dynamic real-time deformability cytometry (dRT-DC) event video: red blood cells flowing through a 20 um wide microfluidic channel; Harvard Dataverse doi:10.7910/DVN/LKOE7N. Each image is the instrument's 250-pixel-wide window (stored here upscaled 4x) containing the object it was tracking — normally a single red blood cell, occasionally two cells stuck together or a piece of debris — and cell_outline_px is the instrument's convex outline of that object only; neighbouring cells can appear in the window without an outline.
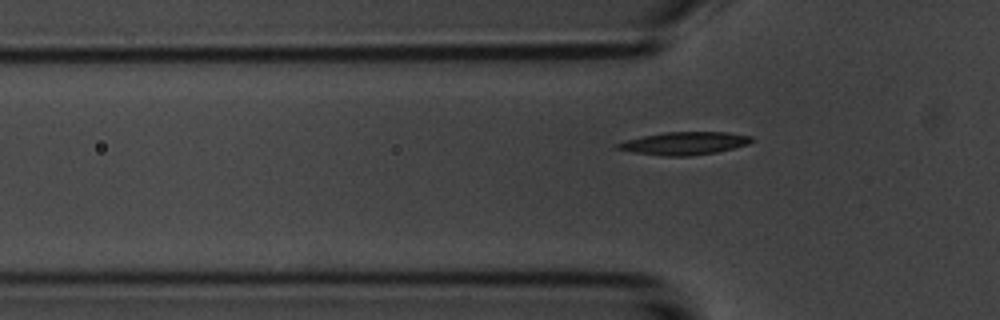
{"species": "common noctule bat (a hibernating species)", "species_latin": "Nyctalus noctula", "temperature_condition": "room temperature", "stored_images_in_passage": 5, "segment_of_instrument_passage": [2, 2], "camera_frame_rate_fps": 3000, "um_per_image_px": 0.085, "animal": {"sex": "male", "body_mass_g": 20.1, "forearm_length_mm": 53.5}, "frame": {"image": 1, "passage_image": 5, "time_ms": 4.667, "image_size_px": [1000, 320], "cell_outline_px": [[756, 140], [748, 144], [716, 152], [688, 156], [660, 156], [632, 152], [612, 148], [616, 144], [624, 140], [664, 132], [728, 132], [752, 136]], "centroid_in_image_um": [58.14, 12.18], "position_along_channel_um": 67.7, "area_um2": 17.98}}